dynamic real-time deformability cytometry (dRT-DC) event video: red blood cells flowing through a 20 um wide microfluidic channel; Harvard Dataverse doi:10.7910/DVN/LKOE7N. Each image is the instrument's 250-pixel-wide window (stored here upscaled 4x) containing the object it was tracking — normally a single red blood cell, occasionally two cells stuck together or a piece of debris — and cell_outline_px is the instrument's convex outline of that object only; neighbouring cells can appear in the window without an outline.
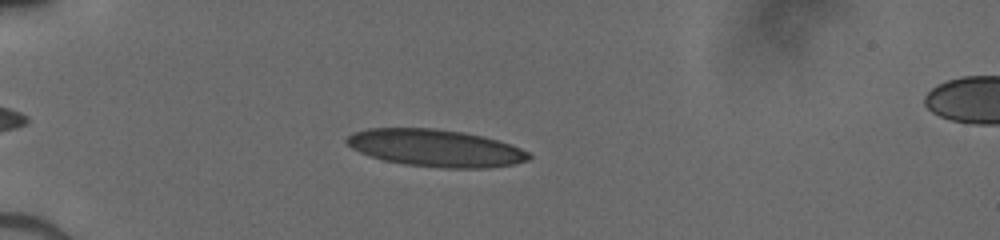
{"species": "human", "species_latin": "Homo sapiens", "temperature_condition": "cold", "stored_images_in_passage": 41, "camera_frame_rate_fps": 3000, "um_per_image_px": 0.085, "donor": {"sex": "male"}, "frame": {"image": 1, "passage_image": 5, "time_ms": 1.333, "image_size_px": [1000, 240], "cell_outline_px": [[532, 156], [528, 160], [516, 164], [488, 168], [444, 168], [404, 164], [384, 160], [368, 156], [352, 148], [344, 140], [352, 132], [368, 128], [432, 128], [464, 132], [496, 140], [520, 148], [528, 152]], "centroid_in_image_um": [36.99, 12.59], "position_along_channel_um": 48.0, "area_um2": 39.48}}
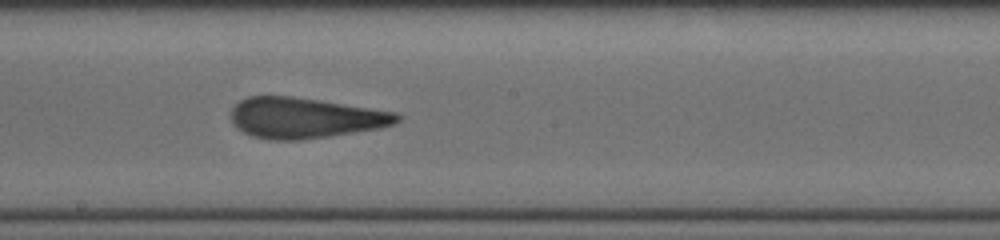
{"frame": {"image": 2, "passage_image": 20, "time_ms": 6.333, "image_size_px": [1000, 240], "cell_outline_px": [[400, 120], [396, 124], [380, 128], [328, 136], [300, 140], [272, 140], [252, 136], [236, 128], [232, 124], [232, 108], [240, 100], [248, 96], [292, 96], [320, 100], [396, 112], [400, 116]], "centroid_in_image_um": [25.91, 10.02], "position_along_channel_um": 222.3, "area_um2": 39.25}}
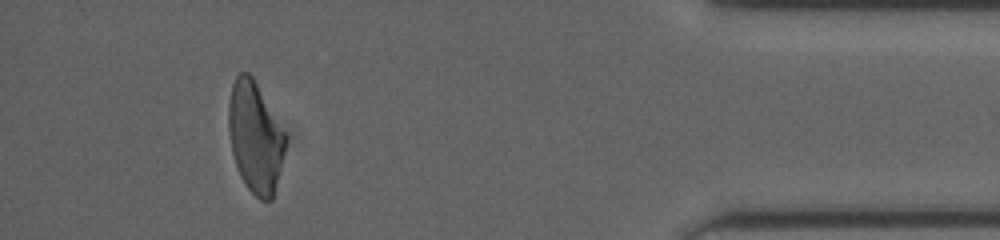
{"frame": {"image": 3, "passage_image": 37, "time_ms": 12.0, "image_size_px": [1000, 240], "cell_outline_px": [[284, 152], [272, 200], [260, 200], [248, 188], [240, 176], [232, 152], [228, 132], [228, 104], [232, 84], [236, 76], [240, 72], [248, 72], [252, 76], [284, 132]], "centroid_in_image_um": [21.65, 11.65], "position_along_channel_um": 413.6, "area_um2": 36.01}}